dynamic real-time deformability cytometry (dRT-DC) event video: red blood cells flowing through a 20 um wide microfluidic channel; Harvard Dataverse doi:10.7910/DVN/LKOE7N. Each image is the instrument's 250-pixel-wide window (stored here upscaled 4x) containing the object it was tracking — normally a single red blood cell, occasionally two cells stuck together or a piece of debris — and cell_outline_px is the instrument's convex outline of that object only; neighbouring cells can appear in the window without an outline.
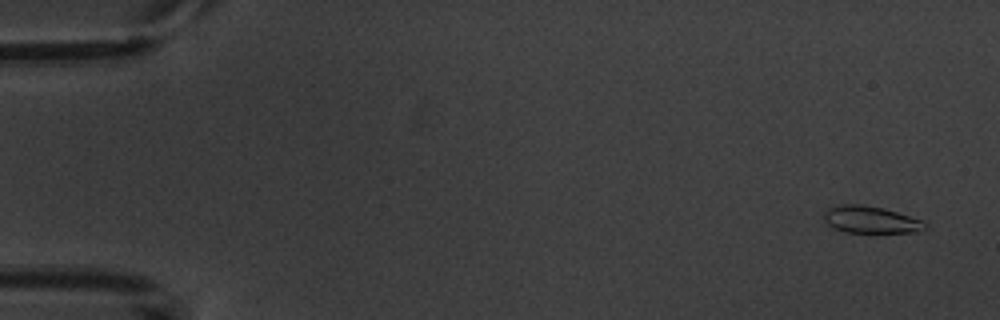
{"species": "common noctule bat (a hibernating species)", "species_latin": "Nyctalus noctula", "temperature_condition": "warm", "stored_images_in_passage": 6, "camera_frame_rate_fps": 3000, "um_per_image_px": 0.085, "animal": {"sex": "male", "body_mass_g": 20.1, "forearm_length_mm": 53.5}, "frame": {"image": 1, "passage_image": 1, "time_ms": 0.0, "image_size_px": [1000, 320], "cell_outline_px": [[928, 228], [916, 232], [844, 232], [828, 224], [824, 220], [824, 212], [828, 208], [844, 204], [860, 204], [884, 208], [924, 220], [928, 224]], "centroid_in_image_um": [74.07, 18.67], "position_along_channel_um": 10.9, "area_um2": 15.95}}